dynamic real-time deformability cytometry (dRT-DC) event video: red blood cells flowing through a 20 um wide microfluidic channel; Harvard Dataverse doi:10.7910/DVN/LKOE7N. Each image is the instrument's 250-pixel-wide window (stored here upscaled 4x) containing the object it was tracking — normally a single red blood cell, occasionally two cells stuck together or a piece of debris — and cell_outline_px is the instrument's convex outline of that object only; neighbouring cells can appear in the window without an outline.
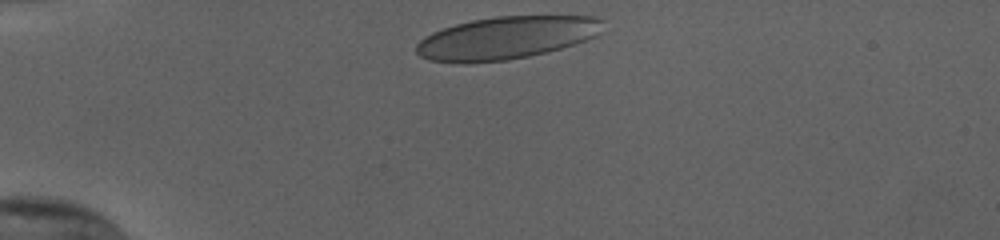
{"species": "human", "species_latin": "Homo sapiens", "temperature_condition": "cold", "stored_images_in_passage": 32, "camera_frame_rate_fps": 3000, "um_per_image_px": 0.085, "donor": {"sex": "female"}, "frame": {"image": 1, "passage_image": 1, "time_ms": 0.0, "image_size_px": [1000, 240], "cell_outline_px": [[604, 32], [588, 40], [548, 52], [508, 60], [468, 64], [464, 64], [428, 60], [420, 56], [416, 52], [416, 44], [424, 36], [432, 32], [456, 24], [472, 20], [496, 16], [596, 16], [604, 20]], "centroid_in_image_um": [43.07, 3.22], "position_along_channel_um": 41.9, "area_um2": 47.05}}
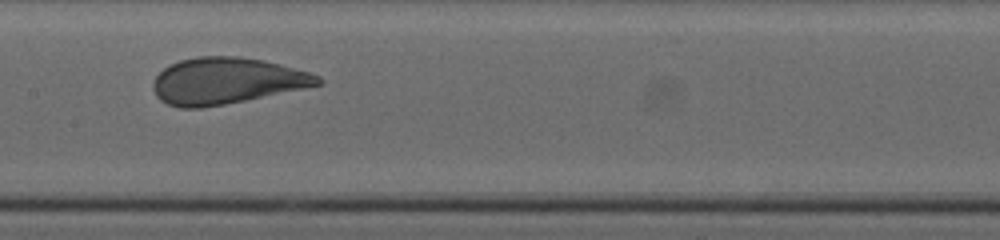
{"frame": {"image": 2, "passage_image": 16, "time_ms": 5.0, "image_size_px": [1000, 240], "cell_outline_px": [[324, 80], [320, 84], [244, 100], [224, 104], [200, 108], [180, 108], [168, 104], [160, 100], [156, 96], [152, 88], [152, 84], [156, 76], [164, 68], [180, 60], [200, 56], [236, 56], [264, 60], [280, 64], [308, 72], [320, 76]], "centroid_in_image_um": [19.21, 6.87], "position_along_channel_um": 188.2, "area_um2": 44.04}}
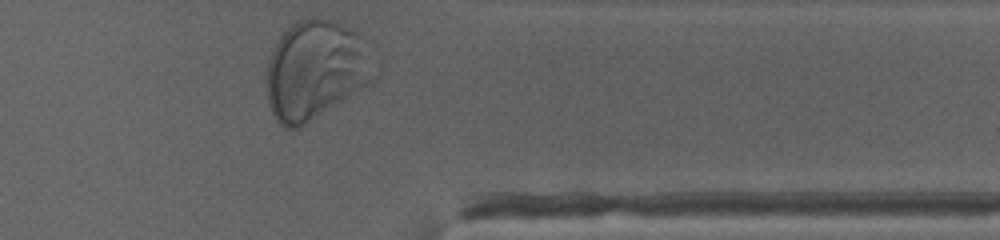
{"frame": {"image": 3, "passage_image": 32, "time_ms": 10.333, "image_size_px": [1000, 240], "cell_outline_px": [[376, 76], [372, 84], [300, 128], [284, 128], [276, 120], [268, 104], [264, 80], [268, 60], [280, 36], [292, 24], [300, 20], [312, 16], [328, 20], [352, 28], [360, 32], [372, 40], [376, 44]], "centroid_in_image_um": [26.94, 5.94], "position_along_channel_um": 384.5, "area_um2": 64.62}, "authors_computed_cell_mechanics": {"area_um2": 46.7024, "velocity_mm_per_s": 3.7922, "shape_relaxation_time_tau1_ms": 6.4549, "shape_relaxation_time_tau2_ms": null, "deformation_change_tau1": 0.2077, "deformation_change_tau2": null}}